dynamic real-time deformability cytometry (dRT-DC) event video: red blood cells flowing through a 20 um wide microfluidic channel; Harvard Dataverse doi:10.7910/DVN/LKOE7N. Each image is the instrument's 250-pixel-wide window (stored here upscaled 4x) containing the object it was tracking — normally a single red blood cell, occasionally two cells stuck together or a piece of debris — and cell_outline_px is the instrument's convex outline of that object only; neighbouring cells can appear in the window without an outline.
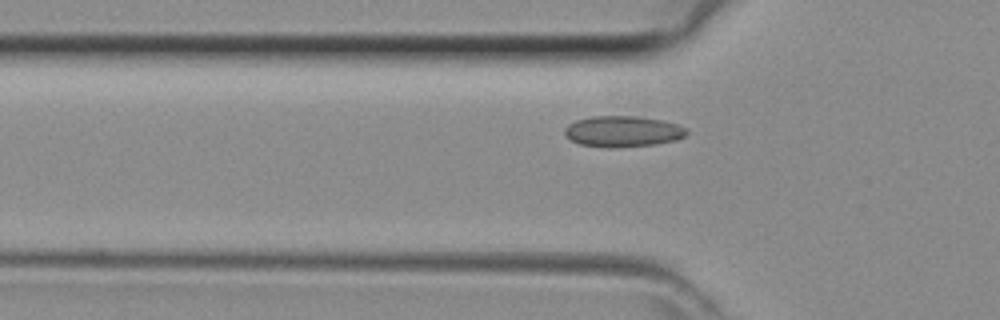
{"species": "common noctule bat (a hibernating species)", "species_latin": "Nyctalus noctula", "temperature_condition": "room temperature", "stored_images_in_passage": 37, "camera_frame_rate_fps": 3000, "um_per_image_px": 0.085, "animal": {"sex": "female", "body_mass_g": 29.2, "forearm_length_mm": 56.3}, "frame": {"image": 1, "passage_image": 11, "time_ms": 3.333, "image_size_px": [1000, 320], "cell_outline_px": [[688, 132], [684, 136], [676, 140], [656, 144], [612, 148], [608, 148], [580, 144], [572, 140], [564, 132], [564, 128], [568, 124], [576, 120], [592, 116], [636, 116], [660, 120], [676, 124], [688, 128]], "centroid_in_image_um": [52.94, 11.17], "position_along_channel_um": 72.9, "area_um2": 21.96}}
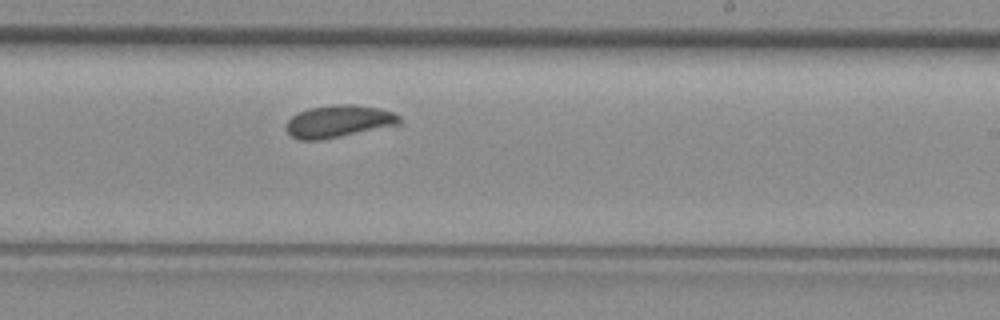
{"frame": {"image": 2, "passage_image": 23, "time_ms": 7.333, "image_size_px": [1000, 320], "cell_outline_px": [[404, 124], [320, 140], [300, 140], [292, 136], [288, 132], [288, 120], [296, 112], [308, 108], [332, 104], [356, 104], [380, 108], [396, 112], [400, 116]], "centroid_in_image_um": [28.87, 10.29], "position_along_channel_um": 260.1, "area_um2": 21.68}}
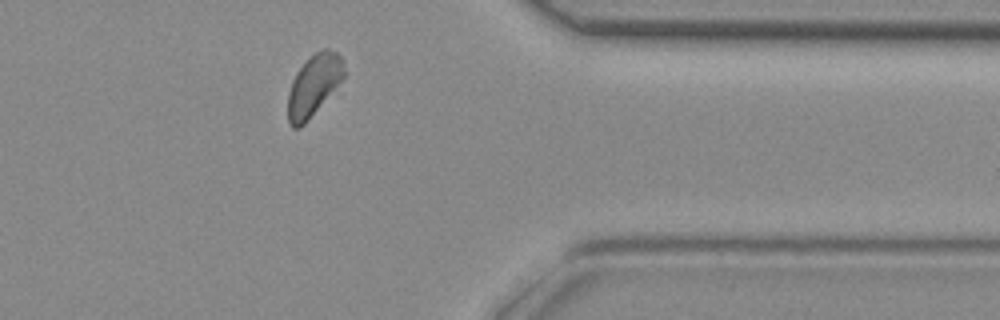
{"frame": {"image": 3, "passage_image": 32, "time_ms": 10.333, "image_size_px": [1000, 320], "cell_outline_px": [[344, 76], [308, 120], [300, 128], [292, 128], [288, 124], [288, 92], [292, 80], [296, 72], [308, 56], [324, 48], [328, 48], [336, 52], [340, 56], [344, 68]], "centroid_in_image_um": [26.62, 7.24], "position_along_channel_um": 384.8, "area_um2": 19.83}}